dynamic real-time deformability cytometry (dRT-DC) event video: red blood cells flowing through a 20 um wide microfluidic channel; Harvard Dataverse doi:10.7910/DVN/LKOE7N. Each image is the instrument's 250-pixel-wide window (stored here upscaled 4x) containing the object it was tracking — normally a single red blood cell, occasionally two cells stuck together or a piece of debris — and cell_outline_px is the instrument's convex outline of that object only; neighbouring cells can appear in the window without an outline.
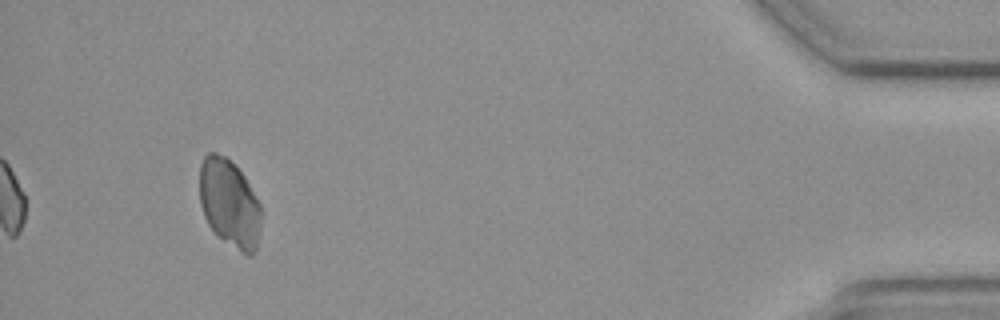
{"species": "common noctule bat (a hibernating species)", "species_latin": "Nyctalus noctula", "temperature_condition": "cold", "stored_images_in_passage": 47, "camera_frame_rate_fps": 3000, "um_per_image_px": 0.085, "animal": {"sex": "female", "body_mass_g": 19.3, "forearm_length_mm": 54.1}, "frame": {"image": 1, "passage_image": 47, "time_ms": 15.333, "image_size_px": [1000, 320], "cell_outline_px": [[260, 228], [256, 248], [252, 256], [248, 256], [216, 236], [208, 224], [204, 216], [200, 204], [200, 164], [204, 156], [208, 152], [216, 152], [228, 156], [244, 176], [260, 204]], "centroid_in_image_um": [19.48, 17.26], "position_along_channel_um": 415.7, "area_um2": 31.79}}